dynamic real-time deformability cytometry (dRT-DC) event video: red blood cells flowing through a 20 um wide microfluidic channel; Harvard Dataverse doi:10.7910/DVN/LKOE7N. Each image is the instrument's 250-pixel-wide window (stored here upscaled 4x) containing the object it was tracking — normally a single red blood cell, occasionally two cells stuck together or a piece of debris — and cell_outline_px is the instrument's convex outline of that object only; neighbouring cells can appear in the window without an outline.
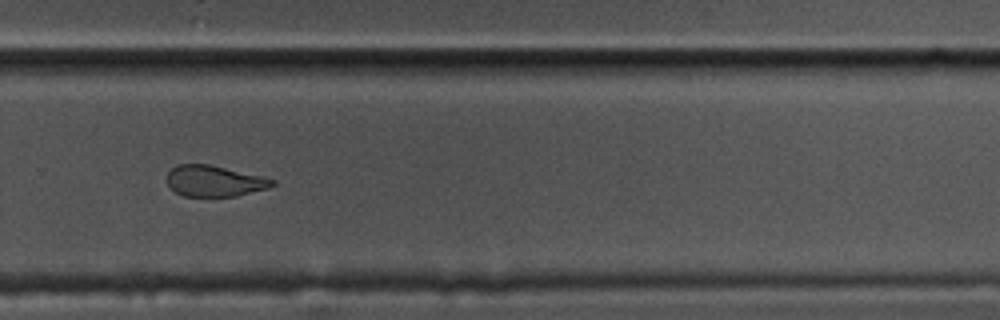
{"species": "common noctule bat (a hibernating species)", "species_latin": "Nyctalus noctula", "temperature_condition": "cold", "stored_images_in_passage": 43, "camera_frame_rate_fps": 3000, "um_per_image_px": 0.085, "animal": {"sex": "male", "body_mass_g": 17.5, "forearm_length_mm": 52.3}, "frame": {"image": 1, "passage_image": 25, "time_ms": 8.0, "image_size_px": [1000, 320], "cell_outline_px": [[276, 184], [268, 188], [236, 196], [184, 196], [176, 192], [168, 184], [168, 172], [176, 164], [208, 164], [264, 176], [276, 180]], "centroid_in_image_um": [18.26, 15.38], "position_along_channel_um": 311.5, "area_um2": 19.02}}
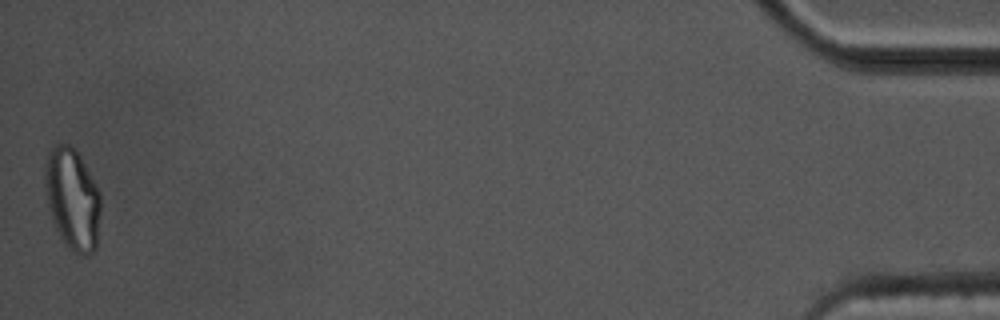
{"frame": {"image": 2, "passage_image": 43, "time_ms": 14.0, "image_size_px": [1000, 320], "cell_outline_px": [[100, 212], [96, 248], [92, 252], [84, 256], [76, 252], [64, 244], [52, 220], [48, 208], [44, 188], [44, 164], [48, 152], [56, 144], [72, 144], [80, 156], [100, 192]], "centroid_in_image_um": [6.13, 16.88], "position_along_channel_um": 429.1, "area_um2": 33.18}, "authors_computed_cell_mechanics": {"area_um2": 20.9814, "velocity_mm_per_s": 3.5293, "shape_relaxation_time_tau1_ms": 3.5785, "shape_relaxation_time_tau2_ms": 2.0885, "deformation_change_tau1": 0.1487, "deformation_change_tau2": 0.0941}}